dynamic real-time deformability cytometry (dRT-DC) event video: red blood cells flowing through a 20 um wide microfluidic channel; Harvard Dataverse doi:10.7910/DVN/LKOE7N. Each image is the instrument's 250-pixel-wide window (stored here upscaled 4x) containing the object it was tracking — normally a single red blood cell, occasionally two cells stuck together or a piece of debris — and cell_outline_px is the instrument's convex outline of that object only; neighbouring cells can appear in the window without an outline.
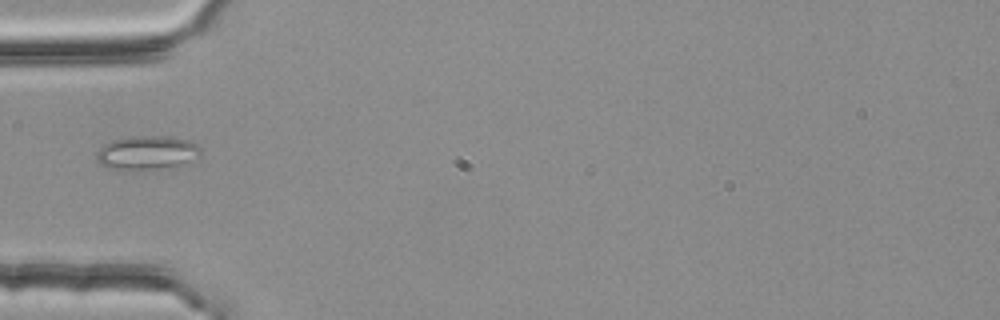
{"species": "common noctule bat (a hibernating species)", "species_latin": "Nyctalus noctula", "temperature_condition": "room temperature", "stored_images_in_passage": 34, "camera_frame_rate_fps": 3000, "um_per_image_px": 0.085, "animal": {"sex": "female", "body_mass_g": 25.1}, "frame": {"image": 1, "passage_image": 1, "time_ms": 0.0, "image_size_px": [1000, 320], "cell_outline_px": [[200, 156], [172, 168], [108, 168], [100, 164], [96, 156], [96, 152], [104, 144], [112, 140], [132, 136], [164, 136], [184, 140], [196, 144], [200, 148]], "centroid_in_image_um": [12.48, 12.97], "position_along_channel_um": 72.5, "area_um2": 20.06}}
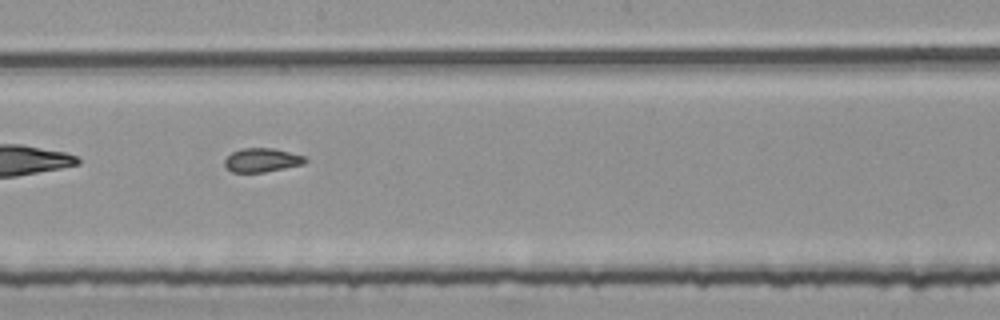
{"frame": {"image": 2, "passage_image": 13, "time_ms": 4.0, "image_size_px": [1000, 320], "cell_outline_px": [[308, 160], [304, 164], [264, 172], [232, 172], [224, 164], [224, 160], [232, 152], [240, 148], [272, 148], [304, 156]], "centroid_in_image_um": [22.25, 13.6], "position_along_channel_um": 225.9, "area_um2": 11.1}}
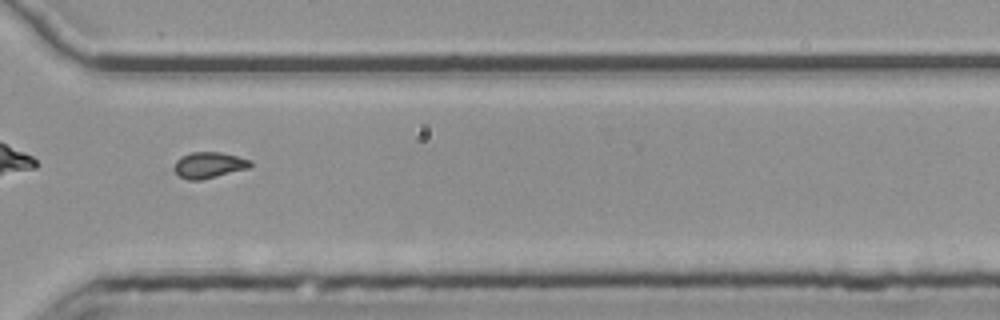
{"frame": {"image": 3, "passage_image": 23, "time_ms": 7.333, "image_size_px": [1000, 320], "cell_outline_px": [[252, 164], [248, 168], [200, 180], [188, 180], [180, 176], [176, 172], [176, 160], [180, 156], [192, 152], [220, 152], [252, 160]], "centroid_in_image_um": [17.77, 14.02], "position_along_channel_um": 352.8, "area_um2": 11.33}}